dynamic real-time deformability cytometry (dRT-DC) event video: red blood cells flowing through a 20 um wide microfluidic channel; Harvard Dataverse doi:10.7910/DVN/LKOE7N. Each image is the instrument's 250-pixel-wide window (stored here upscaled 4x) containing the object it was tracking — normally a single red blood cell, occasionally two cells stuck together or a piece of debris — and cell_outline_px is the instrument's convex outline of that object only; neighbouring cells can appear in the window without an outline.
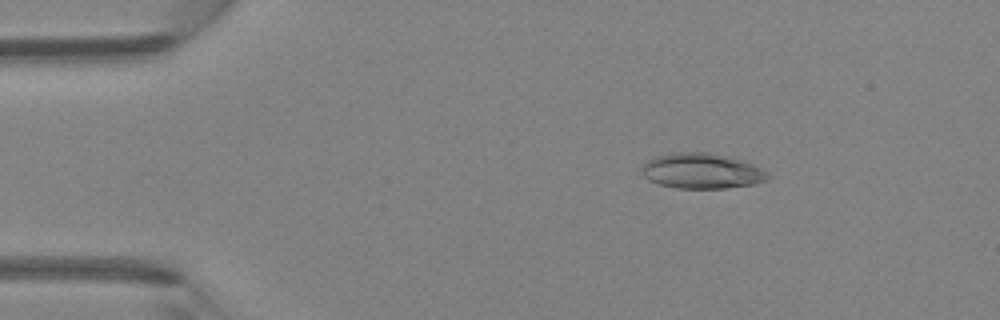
{"species": "Egyptian fruit bat (a non-hibernating species)", "species_latin": "Rousettus aegyptiacus", "temperature_condition": "room temperature", "stored_images_in_passage": 45, "camera_frame_rate_fps": 3000, "um_per_image_px": 0.085, "animal": {"sex": "female"}, "frame": {"image": 1, "passage_image": 7, "time_ms": 2.0, "image_size_px": [1000, 320], "cell_outline_px": [[772, 176], [768, 180], [752, 184], [728, 188], [676, 188], [660, 184], [648, 180], [640, 172], [644, 164], [652, 156], [672, 152], [708, 152], [732, 156], [752, 164], [768, 172]], "centroid_in_image_um": [59.65, 14.52], "position_along_channel_um": 25.3, "area_um2": 26.36}}
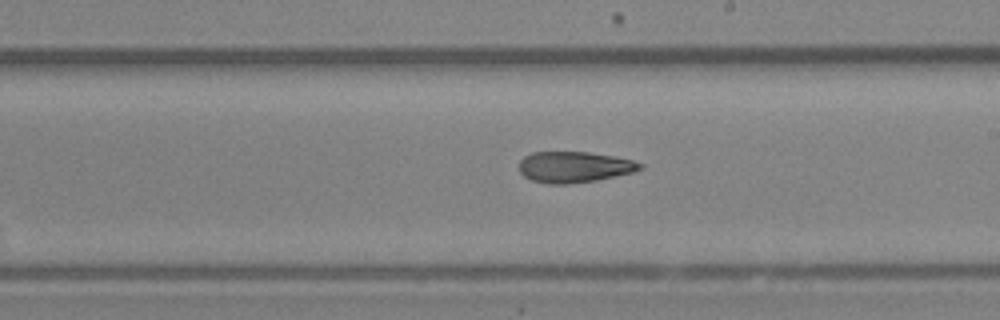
{"frame": {"image": 2, "passage_image": 26, "time_ms": 8.333, "image_size_px": [1000, 320], "cell_outline_px": [[644, 168], [636, 172], [596, 180], [564, 184], [548, 184], [532, 180], [524, 176], [520, 172], [520, 160], [524, 156], [532, 152], [588, 152], [612, 156], [632, 160], [644, 164]], "centroid_in_image_um": [48.83, 14.19], "position_along_channel_um": 240.2, "area_um2": 21.85}}
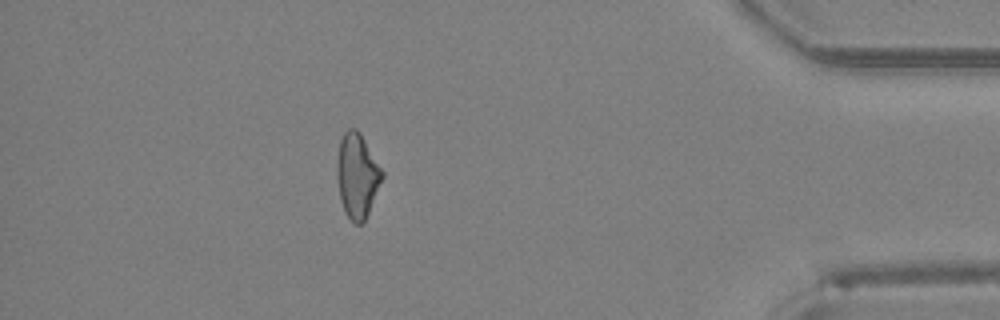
{"frame": {"image": 3, "passage_image": 40, "time_ms": 13.0, "image_size_px": [1000, 320], "cell_outline_px": [[384, 176], [364, 224], [356, 224], [344, 212], [340, 200], [336, 176], [336, 160], [340, 140], [344, 132], [348, 128], [356, 128], [360, 132], [384, 172]], "centroid_in_image_um": [30.35, 14.93], "position_along_channel_um": 404.8, "area_um2": 22.6}}